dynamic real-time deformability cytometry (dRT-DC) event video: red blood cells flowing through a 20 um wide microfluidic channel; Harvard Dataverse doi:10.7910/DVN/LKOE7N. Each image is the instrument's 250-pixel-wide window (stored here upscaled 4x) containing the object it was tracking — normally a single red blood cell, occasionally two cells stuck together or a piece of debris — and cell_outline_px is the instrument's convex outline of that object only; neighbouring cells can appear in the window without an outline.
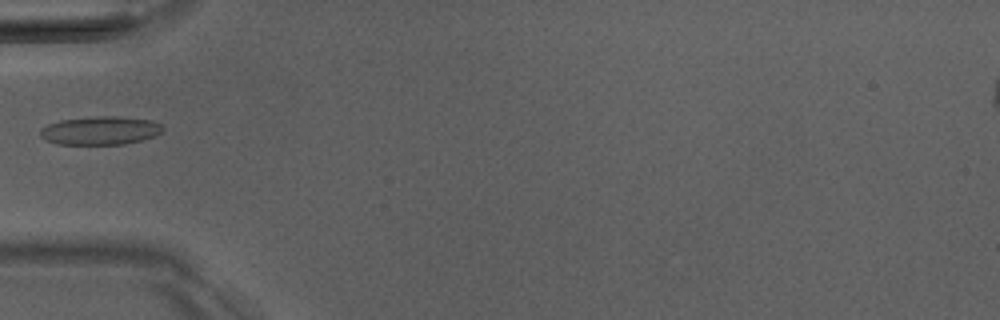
{"species": "Egyptian fruit bat (a non-hibernating species)", "species_latin": "Rousettus aegyptiacus", "temperature_condition": "room temperature", "stored_images_in_passage": 2, "camera_frame_rate_fps": 3000, "um_per_image_px": 0.085, "animal": {"sex": "male"}, "frame": {"image": 1, "passage_image": 2, "time_ms": 1.0, "image_size_px": [1000, 320], "cell_outline_px": [[164, 128], [156, 136], [124, 144], [56, 144], [44, 140], [40, 136], [40, 128], [48, 124], [60, 120], [96, 116], [116, 116], [152, 120], [160, 124]], "centroid_in_image_um": [8.49, 11.09], "position_along_channel_um": 76.5, "area_um2": 20.35}}